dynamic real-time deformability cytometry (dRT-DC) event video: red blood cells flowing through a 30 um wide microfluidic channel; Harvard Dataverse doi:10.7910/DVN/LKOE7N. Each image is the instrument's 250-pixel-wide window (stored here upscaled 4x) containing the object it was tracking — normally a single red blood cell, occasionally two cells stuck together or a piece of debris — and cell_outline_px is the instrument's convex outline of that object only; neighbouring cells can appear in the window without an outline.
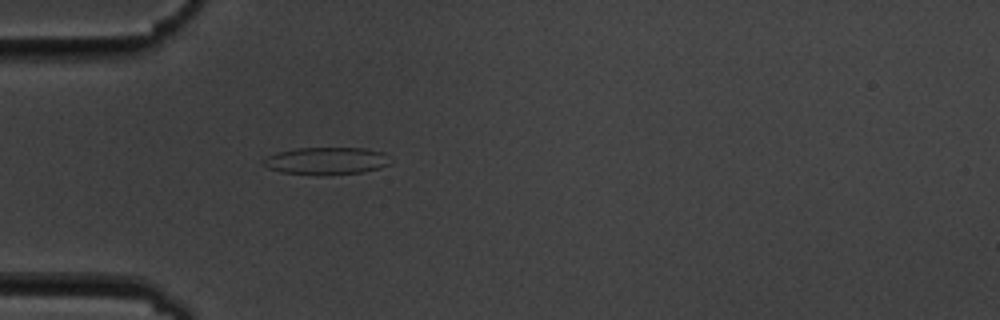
{"species": "common noctule bat (a hibernating species)", "species_latin": "Nyctalus noctula", "temperature_condition": "cold", "stored_images_in_passage": 5, "camera_frame_rate_fps": 3000, "um_per_image_px": 0.085, "animal": {"sex": "male", "body_mass_g": 19.5, "forearm_length_mm": 54.6}, "frame": {"image": 1, "passage_image": 5, "time_ms": 4.667, "image_size_px": [1000, 320], "cell_outline_px": [[392, 164], [380, 168], [360, 172], [324, 176], [320, 176], [280, 172], [268, 168], [260, 164], [268, 156], [276, 152], [296, 148], [364, 148], [384, 152], [392, 160]], "centroid_in_image_um": [27.75, 13.68], "position_along_channel_um": 57.2, "area_um2": 20.69}}